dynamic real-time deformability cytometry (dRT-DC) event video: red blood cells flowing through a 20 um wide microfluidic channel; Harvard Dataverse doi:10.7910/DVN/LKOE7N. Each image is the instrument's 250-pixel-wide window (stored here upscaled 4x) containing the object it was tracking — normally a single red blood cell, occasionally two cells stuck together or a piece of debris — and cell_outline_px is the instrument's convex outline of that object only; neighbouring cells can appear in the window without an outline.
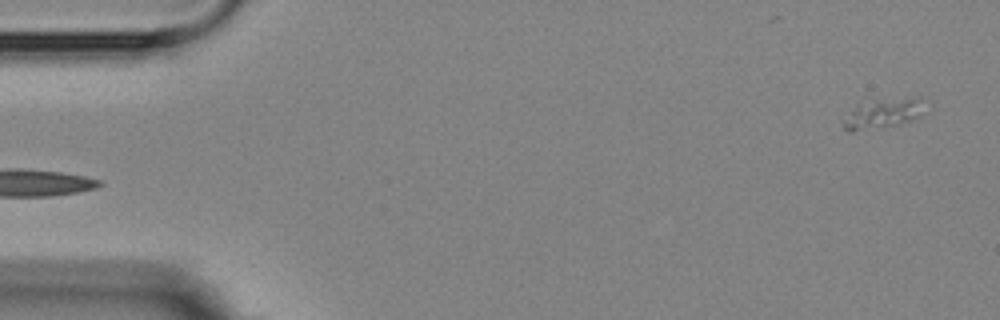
{"species": "Egyptian fruit bat (a non-hibernating species)", "species_latin": "Rousettus aegyptiacus", "temperature_condition": "room temperature", "stored_images_in_passage": 3, "segment_of_instrument_passage": [2, 2], "camera_frame_rate_fps": 3000, "um_per_image_px": 0.085, "animal": {"sex": "female"}, "frame": {"image": 1, "passage_image": 3, "time_ms": 2.333, "image_size_px": [1000, 320], "cell_outline_px": [[920, 116], [908, 120], [892, 124], [852, 132], [848, 132], [844, 128], [840, 120], [856, 108], [916, 96]], "centroid_in_image_um": [74.9, 9.74], "position_along_channel_um": 10.1, "area_um2": 12.02}}